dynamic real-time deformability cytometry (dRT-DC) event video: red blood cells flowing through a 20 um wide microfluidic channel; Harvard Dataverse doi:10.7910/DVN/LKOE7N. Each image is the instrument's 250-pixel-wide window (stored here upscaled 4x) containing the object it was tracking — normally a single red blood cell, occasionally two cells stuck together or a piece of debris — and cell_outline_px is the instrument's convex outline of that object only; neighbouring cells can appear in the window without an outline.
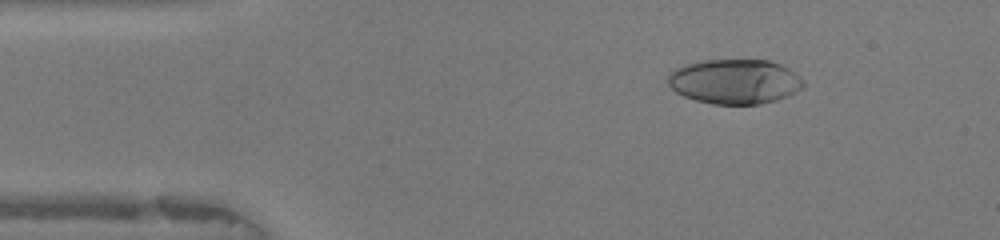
{"species": "human", "species_latin": "Homo sapiens", "temperature_condition": "warm", "stored_images_in_passage": 47, "camera_frame_rate_fps": 3000, "um_per_image_px": 0.085, "donor": {"sex": "female"}, "frame": {"image": 1, "passage_image": 6, "time_ms": 1.667, "image_size_px": [1000, 240], "cell_outline_px": [[804, 88], [788, 96], [776, 100], [760, 104], [712, 104], [696, 100], [684, 96], [676, 92], [668, 84], [668, 76], [676, 68], [684, 64], [704, 60], [768, 60], [780, 64], [788, 68], [800, 76], [804, 80]], "centroid_in_image_um": [62.48, 6.93], "position_along_channel_um": 22.5, "area_um2": 35.43}}
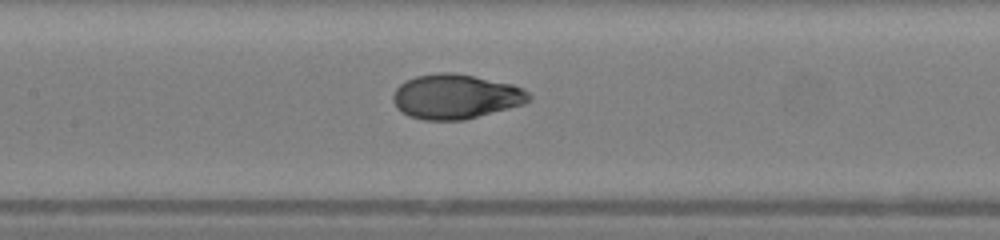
{"frame": {"image": 2, "passage_image": 21, "time_ms": 6.667, "image_size_px": [1000, 240], "cell_outline_px": [[532, 100], [524, 104], [464, 120], [424, 120], [408, 116], [396, 108], [392, 100], [392, 96], [396, 88], [404, 80], [416, 76], [440, 72], [456, 72], [512, 84], [524, 88], [532, 96]], "centroid_in_image_um": [38.73, 8.2], "position_along_channel_um": 168.7, "area_um2": 35.72}}
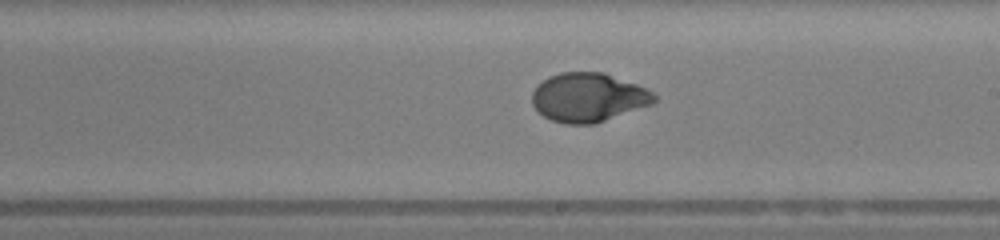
{"frame": {"image": 3, "passage_image": 26, "time_ms": 8.333, "image_size_px": [1000, 240], "cell_outline_px": [[656, 100], [652, 104], [596, 124], [564, 124], [552, 120], [544, 116], [532, 104], [532, 92], [544, 80], [560, 72], [604, 72], [648, 88], [656, 96]], "centroid_in_image_um": [50.04, 8.29], "position_along_channel_um": 239.0, "area_um2": 34.8}, "authors_computed_cell_mechanics": {"area_um2": 35.258, "velocity_mm_per_s": 4.23, "shape_relaxation_time_tau1_ms": 5.6629, "shape_relaxation_time_tau2_ms": null, "deformation_change_tau1": 0.2906, "deformation_change_tau2": null}}